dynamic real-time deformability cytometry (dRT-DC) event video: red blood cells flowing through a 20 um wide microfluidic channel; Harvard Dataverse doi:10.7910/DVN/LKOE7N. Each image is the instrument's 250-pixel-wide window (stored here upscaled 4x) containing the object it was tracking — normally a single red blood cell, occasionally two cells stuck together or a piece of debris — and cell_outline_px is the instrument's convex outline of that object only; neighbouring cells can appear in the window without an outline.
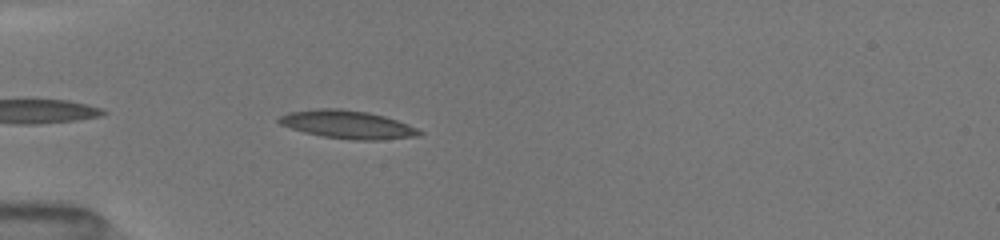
{"species": "common noctule bat (a hibernating species)", "species_latin": "Nyctalus noctula", "temperature_condition": "room temperature", "stored_images_in_passage": 12, "camera_frame_rate_fps": 3000, "um_per_image_px": 0.085, "animal": {"sex": "female", "body_mass_g": 19.5, "forearm_length_mm": 54.1}, "frame": {"image": 1, "passage_image": 2, "time_ms": 0.333, "image_size_px": [1000, 240], "cell_outline_px": [[424, 132], [420, 136], [380, 140], [356, 140], [324, 136], [304, 132], [280, 124], [276, 120], [280, 116], [288, 112], [316, 108], [340, 108], [368, 112], [384, 116], [408, 124]], "centroid_in_image_um": [29.55, 10.58], "position_along_channel_um": 55.5, "area_um2": 23.0}}
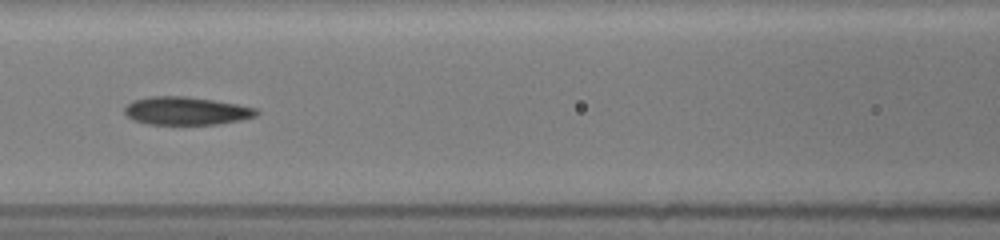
{"frame": {"image": 2, "passage_image": 7, "time_ms": 3.0, "image_size_px": [1000, 240], "cell_outline_px": [[260, 112], [256, 116], [240, 120], [216, 124], [148, 124], [136, 120], [128, 116], [124, 112], [124, 108], [132, 100], [148, 96], [184, 96], [212, 100], [236, 104], [256, 108]], "centroid_in_image_um": [15.82, 9.42], "position_along_channel_um": 150.8, "area_um2": 21.39}}
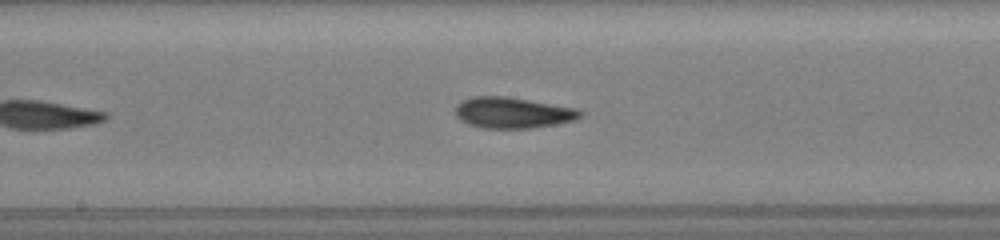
{"frame": {"image": 3, "passage_image": 11, "time_ms": 4.333, "image_size_px": [1000, 240], "cell_outline_px": [[584, 112], [576, 120], [556, 124], [532, 128], [484, 128], [468, 124], [460, 120], [456, 116], [456, 104], [472, 96], [504, 96], [576, 108]], "centroid_in_image_um": [43.57, 9.58], "position_along_channel_um": 204.6, "area_um2": 22.43}}